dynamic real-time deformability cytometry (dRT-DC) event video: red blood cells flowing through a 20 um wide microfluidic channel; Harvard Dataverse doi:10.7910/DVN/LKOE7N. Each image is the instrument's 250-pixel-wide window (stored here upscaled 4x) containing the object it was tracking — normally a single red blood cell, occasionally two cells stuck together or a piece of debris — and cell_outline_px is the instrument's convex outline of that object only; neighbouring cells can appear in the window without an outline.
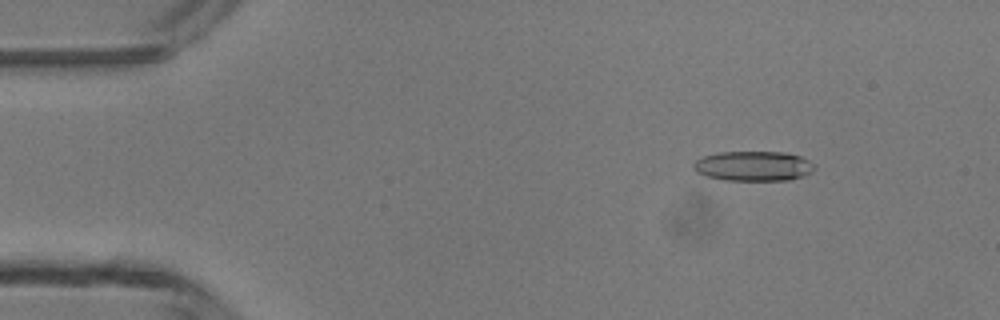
{"species": "common noctule bat (a hibernating species)", "species_latin": "Nyctalus noctula", "temperature_condition": "room temperature", "stored_images_in_passage": 4, "segment_of_instrument_passage": [2, 2], "camera_frame_rate_fps": 3000, "um_per_image_px": 0.085, "animal": {"sex": "male", "body_mass_g": 13.3}, "frame": {"image": 1, "passage_image": 4, "time_ms": 3.333, "image_size_px": [1000, 320], "cell_outline_px": [[816, 168], [812, 172], [804, 176], [788, 180], [724, 180], [704, 176], [696, 172], [692, 168], [692, 164], [696, 160], [704, 156], [720, 152], [788, 152], [800, 156], [816, 164]], "centroid_in_image_um": [64.05, 14.11], "position_along_channel_um": 20.9, "area_um2": 21.33}}